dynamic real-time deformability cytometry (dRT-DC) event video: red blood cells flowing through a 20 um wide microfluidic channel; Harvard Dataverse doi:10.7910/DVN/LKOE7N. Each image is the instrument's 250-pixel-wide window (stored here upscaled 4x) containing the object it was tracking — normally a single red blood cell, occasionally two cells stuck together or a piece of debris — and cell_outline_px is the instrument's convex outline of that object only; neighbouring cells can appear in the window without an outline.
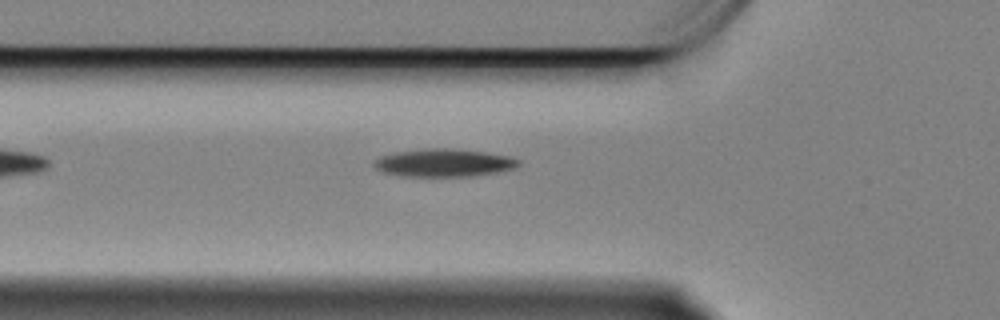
{"species": "Egyptian fruit bat (a non-hibernating species)", "species_latin": "Rousettus aegyptiacus", "temperature_condition": "cold", "stored_images_in_passage": 41, "camera_frame_rate_fps": 3000, "um_per_image_px": 0.085, "animal": {"sex": "female"}, "frame": {"image": 1, "passage_image": 3, "time_ms": 0.667, "image_size_px": [1000, 320], "cell_outline_px": [[520, 164], [516, 168], [496, 172], [468, 176], [404, 176], [384, 172], [376, 168], [372, 164], [380, 156], [396, 152], [428, 148], [452, 148], [488, 152], [508, 156], [520, 160]], "centroid_in_image_um": [37.75, 13.83], "position_along_channel_um": 88.0, "area_um2": 23.35}}
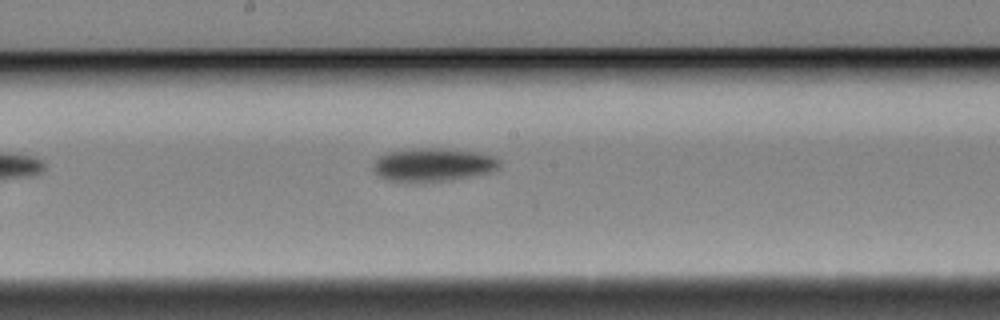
{"frame": {"image": 2, "passage_image": 14, "time_ms": 4.333, "image_size_px": [1000, 320], "cell_outline_px": [[500, 164], [496, 168], [488, 172], [468, 176], [420, 184], [388, 180], [380, 176], [372, 168], [376, 160], [380, 156], [388, 152], [412, 148], [440, 148], [476, 152], [492, 156], [500, 160]], "centroid_in_image_um": [36.75, 14.01], "position_along_channel_um": 211.5, "area_um2": 24.39}}
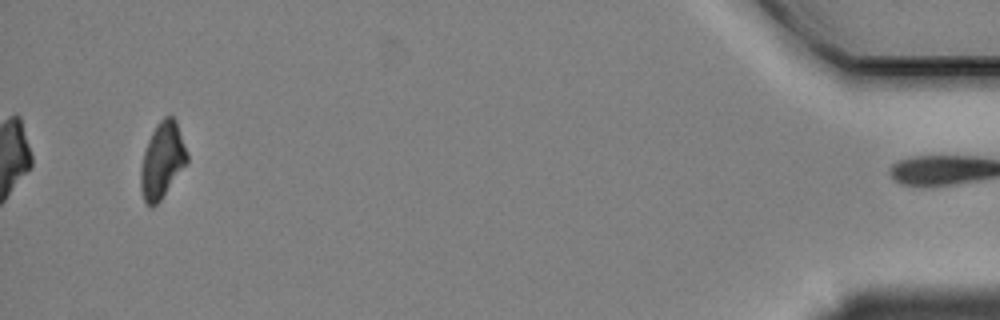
{"frame": {"image": 3, "passage_image": 40, "time_ms": 13.0, "image_size_px": [1000, 320], "cell_outline_px": [[188, 160], [160, 200], [152, 208], [144, 200], [140, 188], [140, 168], [144, 152], [148, 140], [156, 124], [164, 116], [172, 116], [176, 120], [188, 152]], "centroid_in_image_um": [13.78, 13.6], "position_along_channel_um": 421.4, "area_um2": 20.29}, "authors_computed_cell_mechanics": {"area_um2": 22.831, "velocity_mm_per_s": 3.3438, "shape_relaxation_time_tau1_ms": 2.8235, "shape_relaxation_time_tau2_ms": null, "deformation_change_tau1": 0.1167, "deformation_change_tau2": null}}